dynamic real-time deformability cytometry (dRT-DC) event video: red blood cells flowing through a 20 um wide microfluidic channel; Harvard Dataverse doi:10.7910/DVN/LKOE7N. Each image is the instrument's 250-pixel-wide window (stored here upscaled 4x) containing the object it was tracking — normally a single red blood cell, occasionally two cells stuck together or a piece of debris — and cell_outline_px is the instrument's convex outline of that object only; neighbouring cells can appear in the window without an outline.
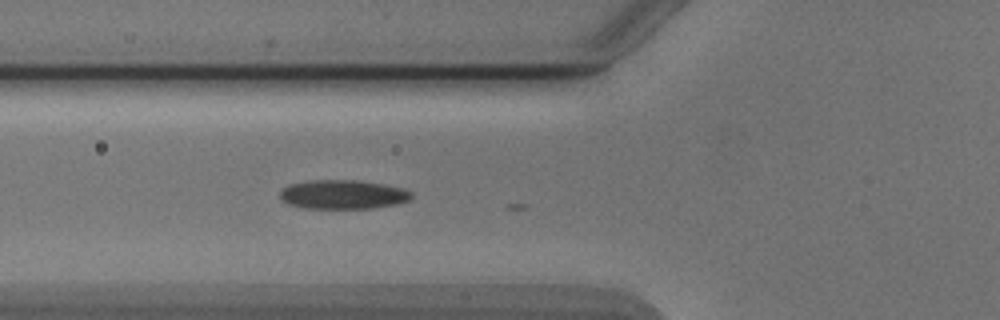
{"species": "Egyptian fruit bat (a non-hibernating species)", "species_latin": "Rousettus aegyptiacus", "temperature_condition": "cold", "stored_images_in_passage": 6, "camera_frame_rate_fps": 3000, "um_per_image_px": 0.085, "animal": {"sex": "male"}, "frame": {"image": 1, "passage_image": 2, "time_ms": 0.333, "image_size_px": [1000, 320], "cell_outline_px": [[412, 196], [408, 200], [396, 204], [372, 208], [304, 208], [288, 204], [280, 200], [280, 192], [288, 184], [308, 180], [356, 180], [404, 188], [412, 192]], "centroid_in_image_um": [29.11, 16.53], "position_along_channel_um": 96.7, "area_um2": 22.25}}
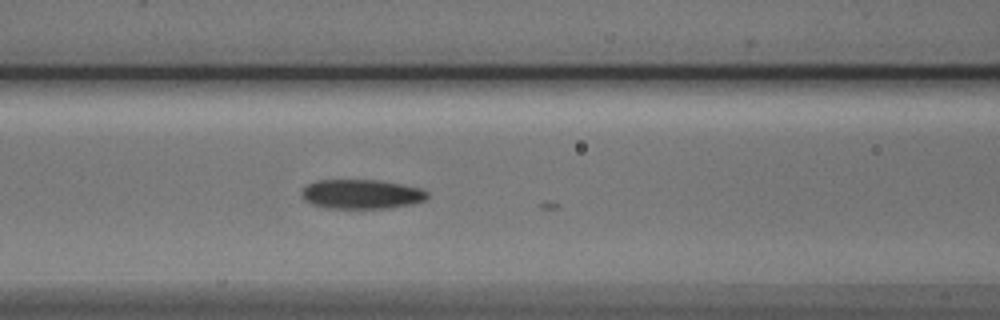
{"frame": {"image": 2, "passage_image": 5, "time_ms": 1.333, "image_size_px": [1000, 320], "cell_outline_px": [[428, 196], [424, 200], [412, 204], [388, 208], [324, 208], [312, 204], [304, 200], [300, 196], [300, 192], [308, 184], [316, 180], [376, 180], [400, 184], [420, 188], [428, 192]], "centroid_in_image_um": [30.68, 16.5], "position_along_channel_um": 135.9, "area_um2": 21.56}}